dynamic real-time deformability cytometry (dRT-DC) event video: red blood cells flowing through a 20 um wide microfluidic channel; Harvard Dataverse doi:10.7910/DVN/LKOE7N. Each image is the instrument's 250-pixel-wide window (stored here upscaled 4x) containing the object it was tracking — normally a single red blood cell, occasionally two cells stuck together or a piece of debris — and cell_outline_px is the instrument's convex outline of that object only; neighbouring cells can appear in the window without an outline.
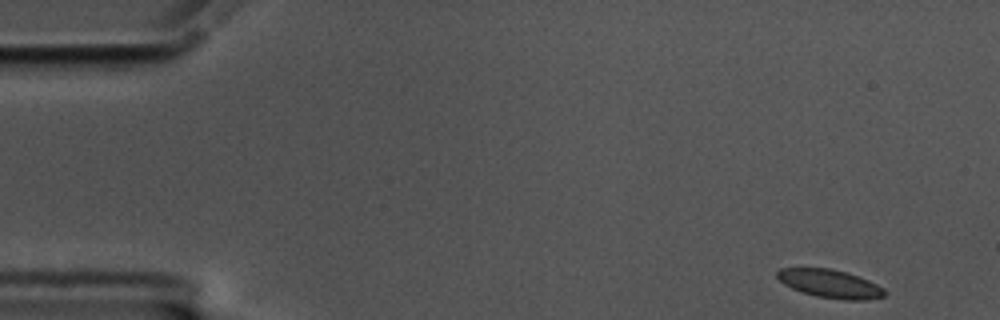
{"species": "common noctule bat (a hibernating species)", "species_latin": "Nyctalus noctula", "temperature_condition": "cold", "stored_images_in_passage": 11, "camera_frame_rate_fps": 3000, "um_per_image_px": 0.085, "animal": {"sex": "male", "body_mass_g": 17.5, "forearm_length_mm": 52.3}, "frame": {"image": 1, "passage_image": 1, "time_ms": 0.0, "image_size_px": [1000, 320], "cell_outline_px": [[884, 296], [864, 300], [844, 300], [816, 296], [792, 288], [784, 284], [776, 276], [776, 272], [780, 268], [828, 268], [844, 272], [868, 280], [884, 288]], "centroid_in_image_um": [70.53, 24.11], "position_along_channel_um": 14.5, "area_um2": 17.4}}